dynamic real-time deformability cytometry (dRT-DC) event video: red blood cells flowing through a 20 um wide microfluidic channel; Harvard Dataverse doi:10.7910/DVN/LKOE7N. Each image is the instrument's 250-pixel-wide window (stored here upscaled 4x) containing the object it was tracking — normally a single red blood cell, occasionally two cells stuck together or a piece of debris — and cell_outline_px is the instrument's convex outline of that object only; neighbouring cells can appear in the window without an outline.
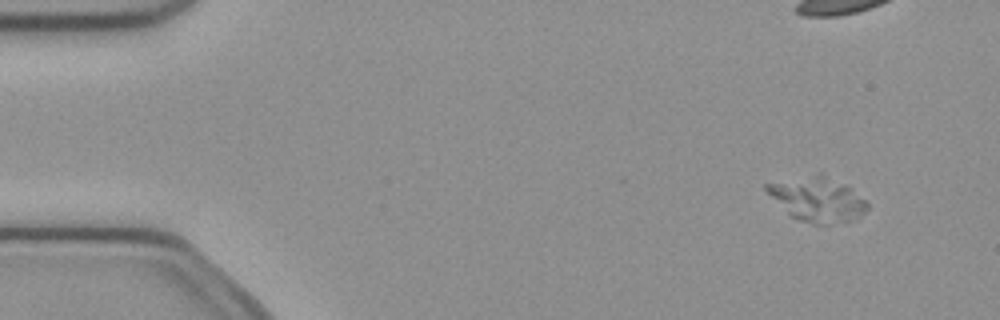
{"species": "common noctule bat (a hibernating species)", "species_latin": "Nyctalus noctula", "temperature_condition": "cold", "stored_images_in_passage": 8, "camera_frame_rate_fps": 3000, "um_per_image_px": 0.085, "animal": {"sex": "female", "body_mass_g": 21.9}, "frame": {"image": 1, "passage_image": 1, "time_ms": 0.0, "image_size_px": [1000, 320], "cell_outline_px": [[868, 208], [860, 216], [852, 220], [832, 224], [812, 224], [796, 220], [764, 188], [764, 184], [820, 172], [844, 184], [864, 200], [868, 204]], "centroid_in_image_um": [69.48, 16.94], "position_along_channel_um": 15.5, "area_um2": 25.66}}